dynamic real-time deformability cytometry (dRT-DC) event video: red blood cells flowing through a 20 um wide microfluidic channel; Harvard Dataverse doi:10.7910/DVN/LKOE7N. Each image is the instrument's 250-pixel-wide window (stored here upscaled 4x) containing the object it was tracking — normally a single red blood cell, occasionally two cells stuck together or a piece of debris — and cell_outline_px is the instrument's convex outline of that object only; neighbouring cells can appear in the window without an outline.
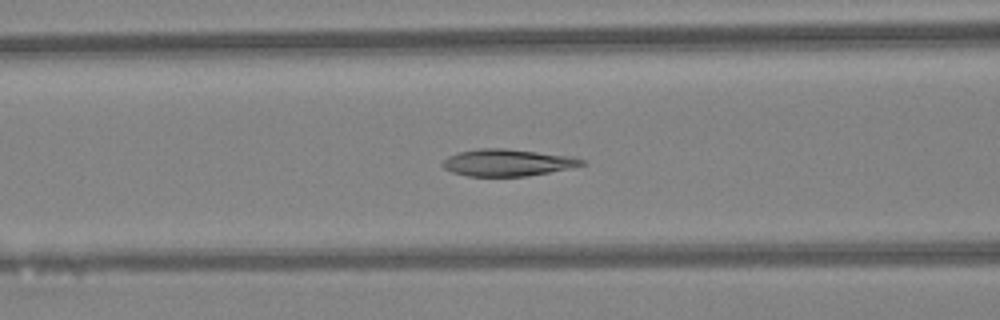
{"species": "Egyptian fruit bat (a non-hibernating species)", "species_latin": "Rousettus aegyptiacus", "temperature_condition": "warm", "stored_images_in_passage": 47, "camera_frame_rate_fps": 3000, "um_per_image_px": 0.085, "animal": {"sex": "female"}, "frame": {"image": 1, "passage_image": 19, "time_ms": 6.0, "image_size_px": [1000, 320], "cell_outline_px": [[588, 164], [548, 172], [524, 176], [468, 176], [452, 172], [444, 168], [440, 164], [448, 156], [456, 152], [476, 148], [504, 148], [572, 156], [584, 160]], "centroid_in_image_um": [43.09, 13.81], "position_along_channel_um": 123.5, "area_um2": 21.85}}
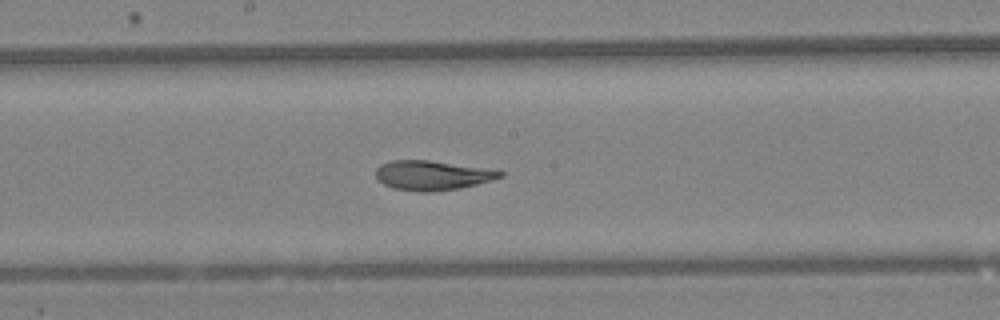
{"frame": {"image": 2, "passage_image": 25, "time_ms": 8.0, "image_size_px": [1000, 320], "cell_outline_px": [[504, 176], [492, 180], [460, 188], [432, 192], [416, 192], [392, 188], [384, 184], [376, 176], [376, 168], [380, 164], [392, 160], [428, 160], [496, 168], [504, 172]], "centroid_in_image_um": [36.81, 14.89], "position_along_channel_um": 211.4, "area_um2": 21.85}}
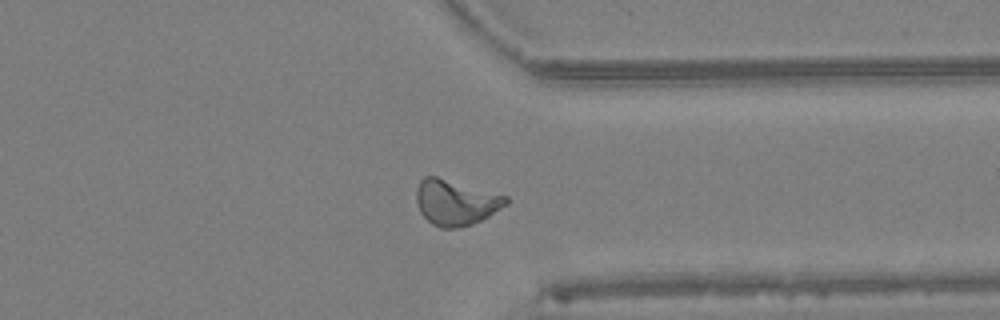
{"frame": {"image": 3, "passage_image": 36, "time_ms": 11.667, "image_size_px": [1000, 320], "cell_outline_px": [[508, 204], [488, 216], [472, 224], [456, 228], [440, 228], [432, 224], [420, 212], [416, 200], [416, 188], [420, 180], [424, 176], [436, 176], [508, 196]], "centroid_in_image_um": [38.72, 17.2], "position_along_channel_um": 372.7, "area_um2": 23.7}, "authors_computed_cell_mechanics": {"area_um2": 22.4264, "velocity_mm_per_s": 4.4258, "shape_relaxation_time_tau1_ms": 7.1037, "shape_relaxation_time_tau2_ms": 1.7119, "deformation_change_tau1": 0.2009, "deformation_change_tau2": 0.0678}}